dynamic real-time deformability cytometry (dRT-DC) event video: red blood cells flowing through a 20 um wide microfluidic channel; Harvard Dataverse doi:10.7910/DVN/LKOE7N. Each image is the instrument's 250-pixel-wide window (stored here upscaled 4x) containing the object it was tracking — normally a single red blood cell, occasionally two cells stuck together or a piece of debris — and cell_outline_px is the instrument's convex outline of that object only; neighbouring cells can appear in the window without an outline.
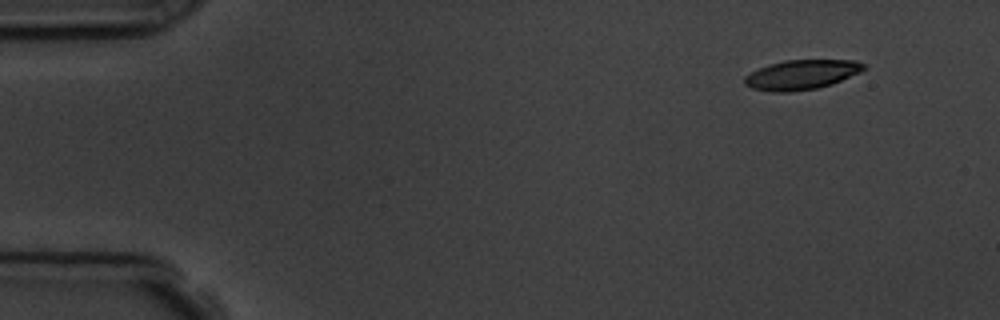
{"species": "common noctule bat (a hibernating species)", "species_latin": "Nyctalus noctula", "temperature_condition": "room temperature", "stored_images_in_passage": 7, "camera_frame_rate_fps": 3000, "um_per_image_px": 0.085, "animal": {"sex": "male", "body_mass_g": 19.5, "forearm_length_mm": 54.6}, "frame": {"image": 1, "passage_image": 1, "time_ms": 0.0, "image_size_px": [1000, 320], "cell_outline_px": [[868, 68], [860, 72], [832, 84], [816, 88], [792, 92], [768, 92], [752, 88], [744, 84], [744, 76], [768, 64], [784, 60], [856, 60], [868, 64]], "centroid_in_image_um": [68.16, 6.34], "position_along_channel_um": 16.8, "area_um2": 20.81}}
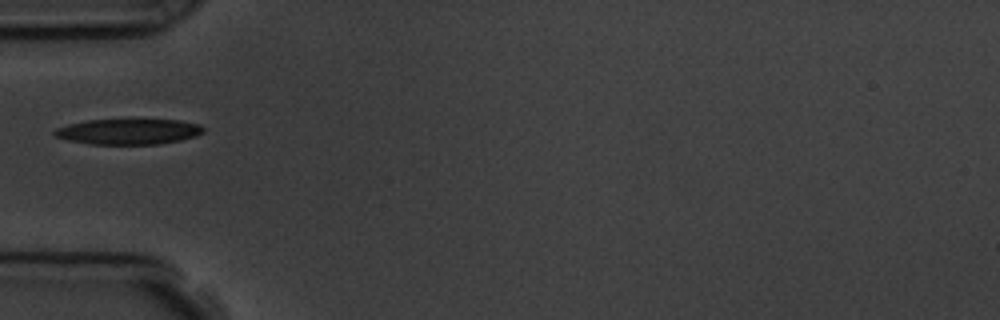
{"frame": {"image": 2, "passage_image": 4, "time_ms": 4.333, "image_size_px": [1000, 320], "cell_outline_px": [[204, 132], [196, 136], [180, 140], [160, 144], [88, 144], [68, 140], [56, 136], [52, 132], [56, 128], [68, 124], [88, 120], [180, 120], [200, 124], [204, 128]], "centroid_in_image_um": [10.93, 11.19], "position_along_channel_um": 74.1, "area_um2": 22.14}}